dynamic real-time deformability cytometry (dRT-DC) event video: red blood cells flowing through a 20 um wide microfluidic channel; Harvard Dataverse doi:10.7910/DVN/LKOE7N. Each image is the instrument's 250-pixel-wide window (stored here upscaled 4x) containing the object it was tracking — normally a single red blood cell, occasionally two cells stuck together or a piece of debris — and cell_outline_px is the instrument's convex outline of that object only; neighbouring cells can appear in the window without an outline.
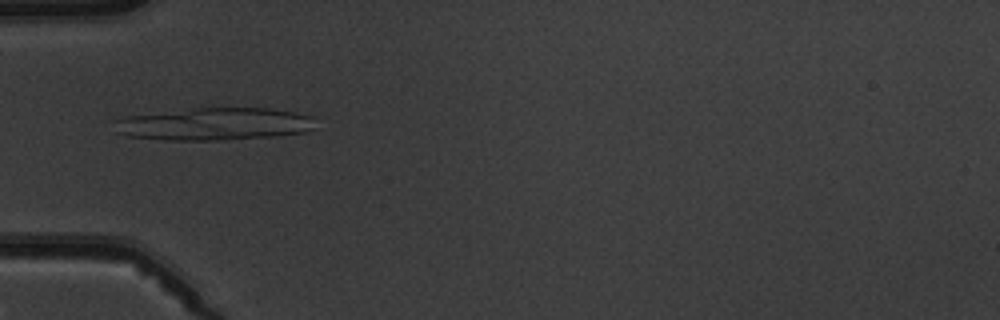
{"species": "common noctule bat (a hibernating species)", "species_latin": "Nyctalus noctula", "temperature_condition": "warm", "stored_images_in_passage": 5, "camera_frame_rate_fps": 3000, "um_per_image_px": 0.085, "animal": {"sex": "male", "body_mass_g": 19.5, "forearm_length_mm": 54.6}, "frame": {"image": 1, "passage_image": 4, "time_ms": 4.333, "image_size_px": [1000, 320], "cell_outline_px": [[316, 128], [304, 132], [276, 136], [216, 140], [168, 140], [128, 136], [112, 132], [112, 120], [124, 116], [192, 108], [272, 108], [296, 112], [312, 116]], "centroid_in_image_um": [18.15, 10.54], "position_along_channel_um": 66.9, "area_um2": 38.67}}